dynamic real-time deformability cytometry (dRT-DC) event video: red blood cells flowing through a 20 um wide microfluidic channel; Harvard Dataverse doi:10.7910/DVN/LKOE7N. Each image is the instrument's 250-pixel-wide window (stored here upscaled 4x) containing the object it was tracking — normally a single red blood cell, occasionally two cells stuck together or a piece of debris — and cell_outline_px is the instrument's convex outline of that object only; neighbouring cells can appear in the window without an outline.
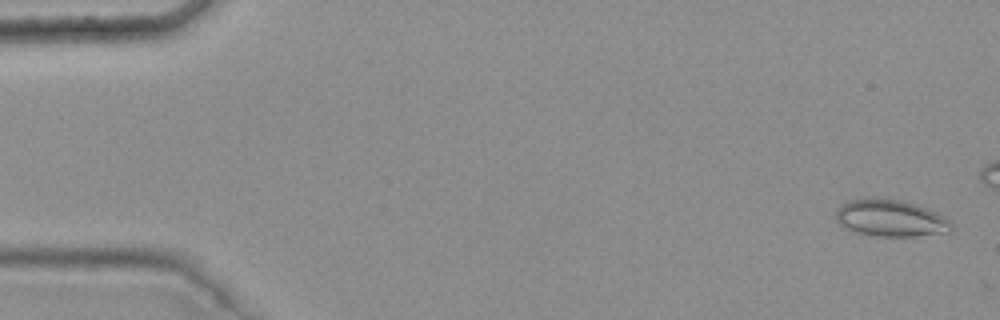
{"species": "common noctule bat (a hibernating species)", "species_latin": "Nyctalus noctula", "temperature_condition": "warm", "stored_images_in_passage": 4, "camera_frame_rate_fps": 3000, "um_per_image_px": 0.085, "animal": {"sex": "female", "body_mass_g": 25.1}, "frame": {"image": 1, "passage_image": 2, "time_ms": 0.333, "image_size_px": [1000, 320], "cell_outline_px": [[952, 228], [948, 232], [912, 236], [876, 236], [856, 232], [840, 224], [836, 220], [836, 212], [840, 204], [848, 200], [904, 200], [936, 212], [944, 216], [952, 224]], "centroid_in_image_um": [75.71, 18.56], "position_along_channel_um": 9.3, "area_um2": 24.16}}